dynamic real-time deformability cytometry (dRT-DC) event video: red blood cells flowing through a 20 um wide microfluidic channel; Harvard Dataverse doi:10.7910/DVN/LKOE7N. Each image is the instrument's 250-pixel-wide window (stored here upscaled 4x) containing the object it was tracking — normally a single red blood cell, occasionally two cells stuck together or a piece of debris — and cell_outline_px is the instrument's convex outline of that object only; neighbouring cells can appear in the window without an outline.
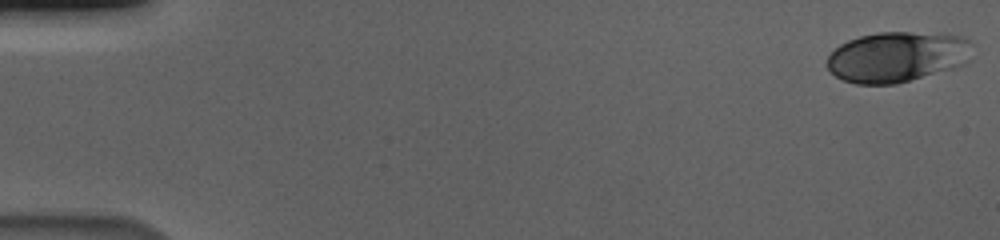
{"species": "human", "species_latin": "Homo sapiens", "temperature_condition": "cold", "stored_images_in_passage": 57, "camera_frame_rate_fps": 3000, "um_per_image_px": 0.085, "donor": {"sex": "male"}, "frame": {"image": 1, "passage_image": 1, "time_ms": 0.0, "image_size_px": [1000, 240], "cell_outline_px": [[972, 60], [964, 64], [952, 68], [896, 84], [856, 84], [844, 80], [836, 76], [824, 64], [828, 56], [840, 44], [848, 40], [860, 36], [880, 32], [944, 32], [964, 36], [972, 44]], "centroid_in_image_um": [76.31, 4.81], "position_along_channel_um": 8.7, "area_um2": 43.29}}
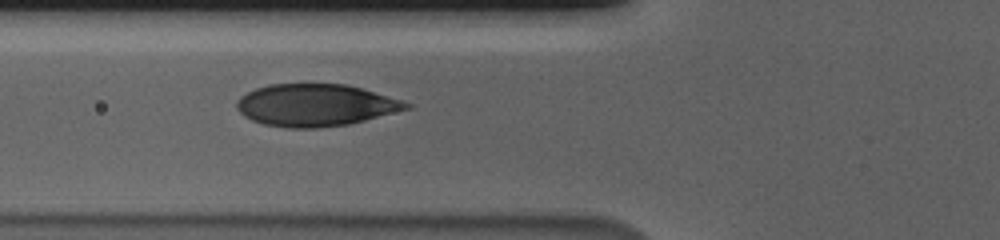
{"frame": {"image": 2, "passage_image": 22, "time_ms": 7.0, "image_size_px": [1000, 240], "cell_outline_px": [[412, 108], [348, 124], [316, 128], [288, 128], [264, 124], [252, 120], [244, 116], [236, 108], [236, 100], [240, 96], [256, 88], [268, 84], [344, 84], [360, 88], [400, 100], [412, 104]], "centroid_in_image_um": [26.77, 8.94], "position_along_channel_um": 99.0, "area_um2": 41.38}}
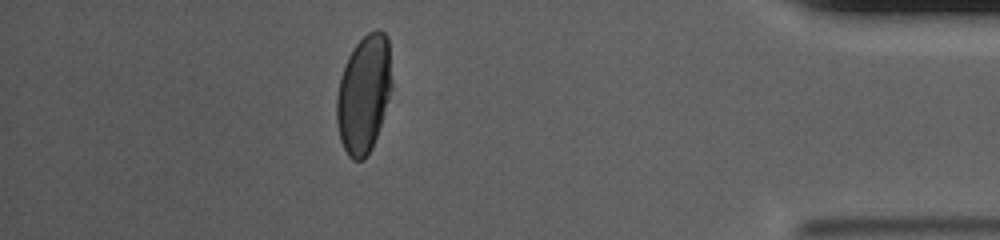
{"frame": {"image": 3, "passage_image": 51, "time_ms": 16.667, "image_size_px": [1000, 240], "cell_outline_px": [[392, 88], [372, 148], [364, 160], [352, 160], [348, 156], [340, 140], [336, 124], [336, 96], [340, 80], [348, 56], [356, 44], [368, 32], [376, 28], [380, 28], [388, 36], [392, 80]], "centroid_in_image_um": [30.92, 7.98], "position_along_channel_um": 404.3, "area_um2": 38.03}, "authors_computed_cell_mechanics": {"area_um2": 41.3848, "velocity_mm_per_s": 3.5733, "shape_relaxation_time_tau1_ms": 4.9597, "shape_relaxation_time_tau2_ms": null, "deformation_change_tau1": 0.1669, "deformation_change_tau2": null}}